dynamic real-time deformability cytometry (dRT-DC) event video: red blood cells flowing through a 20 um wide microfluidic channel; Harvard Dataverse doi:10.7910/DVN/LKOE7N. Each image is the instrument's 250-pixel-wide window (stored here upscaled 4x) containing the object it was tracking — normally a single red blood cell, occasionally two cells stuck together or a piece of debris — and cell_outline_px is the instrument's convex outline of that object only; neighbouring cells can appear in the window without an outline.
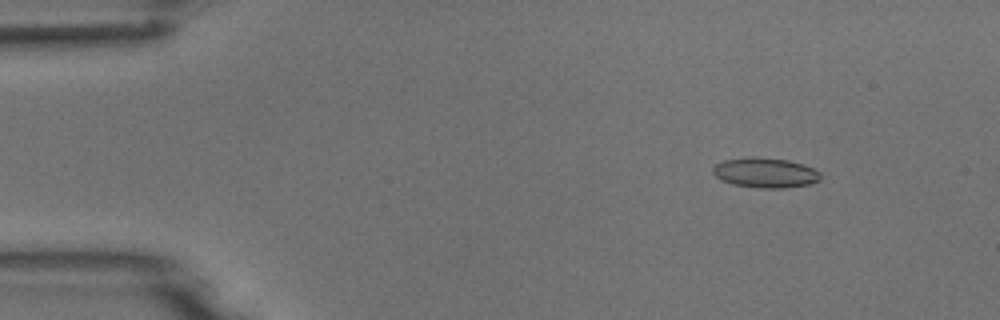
{"species": "common noctule bat (a hibernating species)", "species_latin": "Nyctalus noctula", "temperature_condition": "room temperature", "stored_images_in_passage": 6, "camera_frame_rate_fps": 3000, "um_per_image_px": 0.085, "animal": {"sex": "male", "body_mass_g": 18.8}, "frame": {"image": 1, "passage_image": 2, "time_ms": 1.333, "image_size_px": [1000, 320], "cell_outline_px": [[820, 180], [808, 184], [784, 188], [760, 188], [732, 184], [720, 180], [712, 172], [712, 168], [716, 164], [724, 160], [752, 156], [788, 160], [804, 164], [820, 172]], "centroid_in_image_um": [65.03, 14.68], "position_along_channel_um": 20.0, "area_um2": 18.84}}
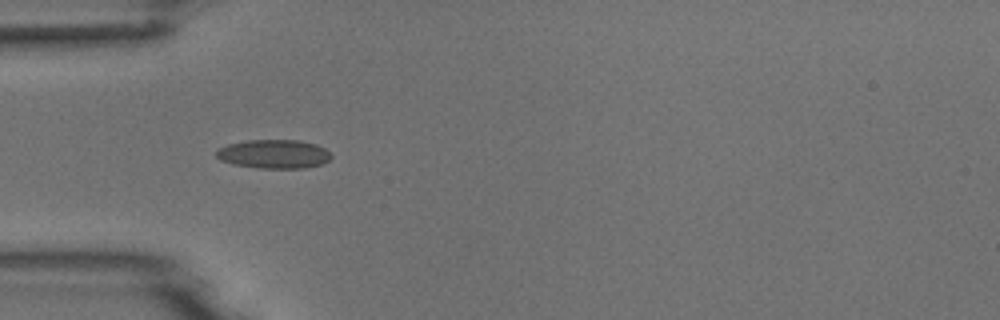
{"frame": {"image": 2, "passage_image": 5, "time_ms": 4.667, "image_size_px": [1000, 320], "cell_outline_px": [[332, 156], [324, 164], [304, 168], [256, 168], [232, 164], [220, 160], [216, 156], [216, 148], [228, 144], [248, 140], [300, 140], [316, 144], [324, 148]], "centroid_in_image_um": [23.25, 13.09], "position_along_channel_um": 61.7, "area_um2": 19.48}}